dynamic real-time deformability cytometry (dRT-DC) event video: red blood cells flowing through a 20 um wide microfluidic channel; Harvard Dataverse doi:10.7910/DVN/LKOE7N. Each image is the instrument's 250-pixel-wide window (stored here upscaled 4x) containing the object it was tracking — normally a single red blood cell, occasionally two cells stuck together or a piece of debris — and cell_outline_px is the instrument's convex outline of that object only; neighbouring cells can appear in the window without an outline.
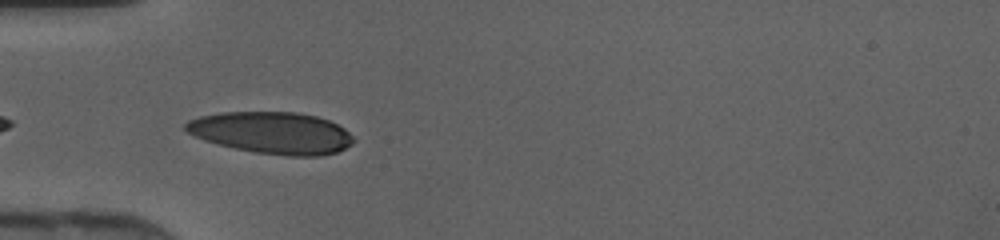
{"species": "human", "species_latin": "Homo sapiens", "temperature_condition": "cold", "stored_images_in_passage": 32, "camera_frame_rate_fps": 3000, "um_per_image_px": 0.085, "donor": {"sex": "female"}, "frame": {"image": 1, "passage_image": 1, "time_ms": 0.0, "image_size_px": [1000, 240], "cell_outline_px": [[356, 140], [352, 144], [336, 152], [320, 156], [288, 156], [256, 152], [236, 148], [204, 140], [188, 132], [184, 128], [184, 124], [188, 120], [200, 116], [220, 112], [296, 112], [316, 116], [328, 120], [344, 128]], "centroid_in_image_um": [23.12, 11.28], "position_along_channel_um": 61.9, "area_um2": 40.75}}
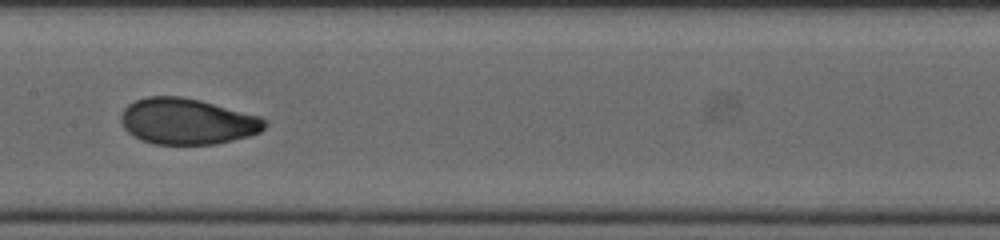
{"frame": {"image": 2, "passage_image": 10, "time_ms": 3.0, "image_size_px": [1000, 240], "cell_outline_px": [[268, 124], [260, 132], [248, 136], [216, 144], [152, 144], [140, 140], [132, 136], [124, 128], [120, 120], [120, 116], [124, 108], [128, 104], [136, 100], [148, 96], [180, 96], [200, 100], [260, 116], [268, 120]], "centroid_in_image_um": [15.9, 10.32], "position_along_channel_um": 191.5, "area_um2": 38.78}}
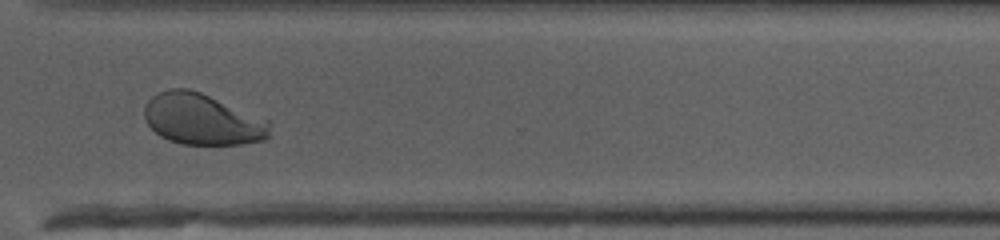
{"frame": {"image": 3, "passage_image": 21, "time_ms": 6.667, "image_size_px": [1000, 240], "cell_outline_px": [[268, 140], [244, 144], [180, 144], [168, 140], [160, 136], [148, 124], [144, 116], [144, 108], [148, 100], [152, 96], [168, 88], [188, 88], [200, 92], [268, 120]], "centroid_in_image_um": [17.17, 10.15], "position_along_channel_um": 353.4, "area_um2": 37.17}}